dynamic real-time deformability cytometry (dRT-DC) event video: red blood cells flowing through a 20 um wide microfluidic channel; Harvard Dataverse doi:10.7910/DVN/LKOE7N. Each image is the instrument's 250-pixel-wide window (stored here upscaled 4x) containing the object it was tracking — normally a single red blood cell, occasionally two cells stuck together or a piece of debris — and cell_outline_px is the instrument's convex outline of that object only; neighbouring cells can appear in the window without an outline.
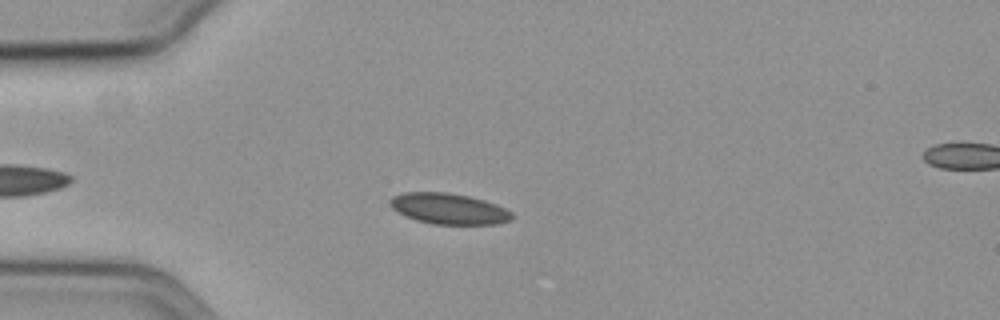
{"species": "common noctule bat (a hibernating species)", "species_latin": "Nyctalus noctula", "temperature_condition": "cold", "stored_images_in_passage": 47, "camera_frame_rate_fps": 3000, "um_per_image_px": 0.085, "animal": {"sex": "female", "body_mass_g": 19.3, "forearm_length_mm": 54.1}, "frame": {"image": 1, "passage_image": 10, "time_ms": 3.0, "image_size_px": [1000, 320], "cell_outline_px": [[516, 216], [512, 220], [496, 224], [432, 224], [416, 220], [404, 216], [392, 208], [388, 200], [392, 196], [404, 192], [448, 192], [468, 196], [484, 200], [496, 204], [512, 212]], "centroid_in_image_um": [38.15, 17.74], "position_along_channel_um": 46.9, "area_um2": 22.14}}
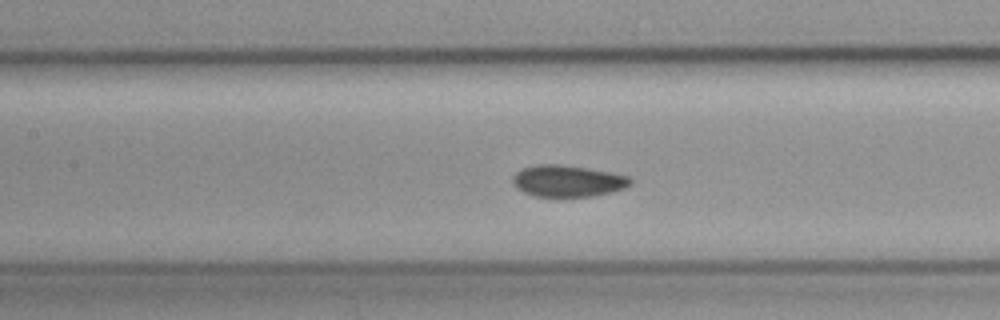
{"frame": {"image": 2, "passage_image": 21, "time_ms": 6.667, "image_size_px": [1000, 320], "cell_outline_px": [[632, 184], [624, 188], [612, 192], [596, 196], [564, 200], [536, 196], [524, 192], [516, 188], [512, 180], [512, 176], [516, 172], [524, 168], [536, 164], [556, 164], [588, 168], [628, 176], [632, 180]], "centroid_in_image_um": [48.25, 15.44], "position_along_channel_um": 159.2, "area_um2": 22.43}}
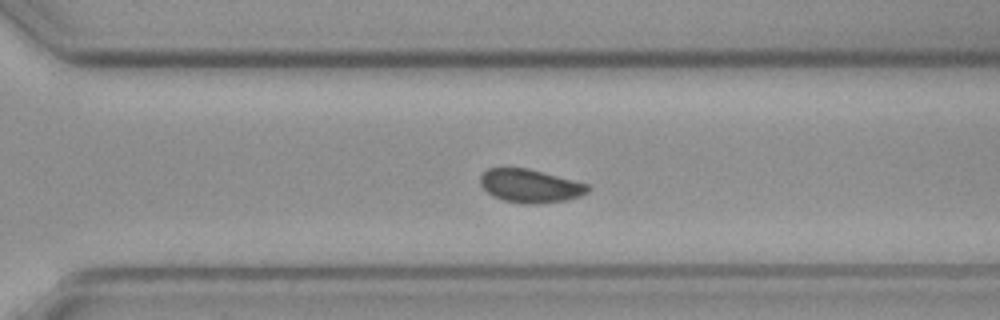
{"frame": {"image": 3, "passage_image": 35, "time_ms": 11.333, "image_size_px": [1000, 320], "cell_outline_px": [[592, 188], [588, 192], [580, 196], [568, 200], [536, 204], [524, 204], [504, 200], [492, 196], [480, 184], [480, 176], [488, 168], [528, 168], [588, 184]], "centroid_in_image_um": [45.08, 15.81], "position_along_channel_um": 325.5, "area_um2": 20.92}, "authors_computed_cell_mechanics": {"area_um2": 21.386, "velocity_mm_per_s": 3.5765, "shape_relaxation_time_tau1_ms": null, "shape_relaxation_time_tau2_ms": 0.5967, "deformation_change_tau1": null, "deformation_change_tau2": 0.0461}}